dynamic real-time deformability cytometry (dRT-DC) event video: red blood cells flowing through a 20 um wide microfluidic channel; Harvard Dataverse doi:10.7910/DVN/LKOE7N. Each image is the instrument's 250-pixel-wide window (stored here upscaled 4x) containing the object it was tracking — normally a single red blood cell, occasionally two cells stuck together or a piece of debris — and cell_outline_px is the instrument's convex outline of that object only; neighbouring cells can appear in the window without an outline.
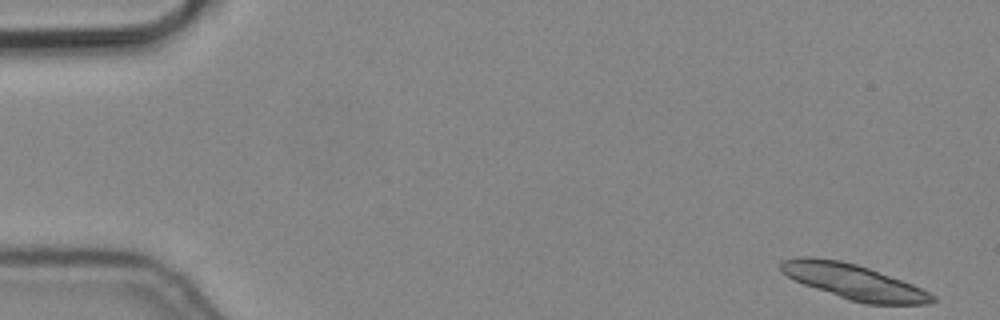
{"species": "common noctule bat (a hibernating species)", "species_latin": "Nyctalus noctula", "temperature_condition": "cold", "stored_images_in_passage": 5, "camera_frame_rate_fps": 3000, "um_per_image_px": 0.085, "animal": {"sex": "male", "body_mass_g": 19.2, "forearm_length_mm": 51.8}, "frame": {"image": 1, "passage_image": 1, "time_ms": 0.0, "image_size_px": [1000, 320], "cell_outline_px": [[936, 300], [928, 304], [868, 304], [848, 300], [792, 280], [780, 272], [780, 264], [784, 260], [796, 256], [812, 256], [840, 260], [856, 264], [868, 268], [912, 284], [936, 296]], "centroid_in_image_um": [72.5, 23.94], "position_along_channel_um": 12.5, "area_um2": 31.04}}
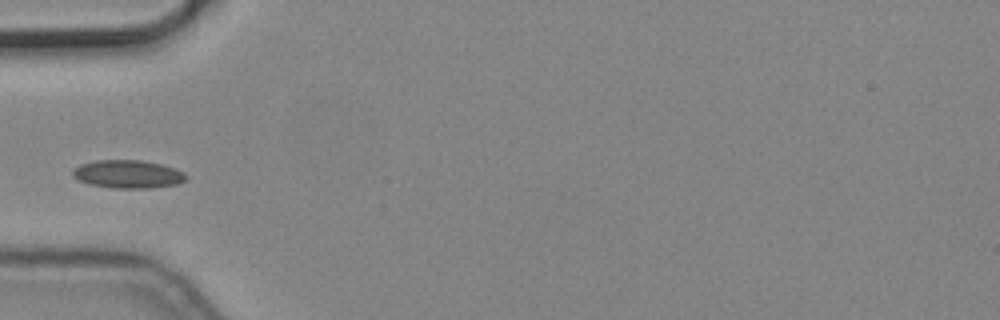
{"frame": {"image": 2, "passage_image": 5, "time_ms": 1.333, "image_size_px": [1000, 320], "cell_outline_px": [[188, 176], [184, 180], [176, 184], [152, 188], [112, 188], [88, 184], [72, 176], [72, 168], [80, 164], [96, 160], [140, 160], [160, 164], [184, 172]], "centroid_in_image_um": [10.83, 14.8], "position_along_channel_um": 74.2, "area_um2": 18.55}}